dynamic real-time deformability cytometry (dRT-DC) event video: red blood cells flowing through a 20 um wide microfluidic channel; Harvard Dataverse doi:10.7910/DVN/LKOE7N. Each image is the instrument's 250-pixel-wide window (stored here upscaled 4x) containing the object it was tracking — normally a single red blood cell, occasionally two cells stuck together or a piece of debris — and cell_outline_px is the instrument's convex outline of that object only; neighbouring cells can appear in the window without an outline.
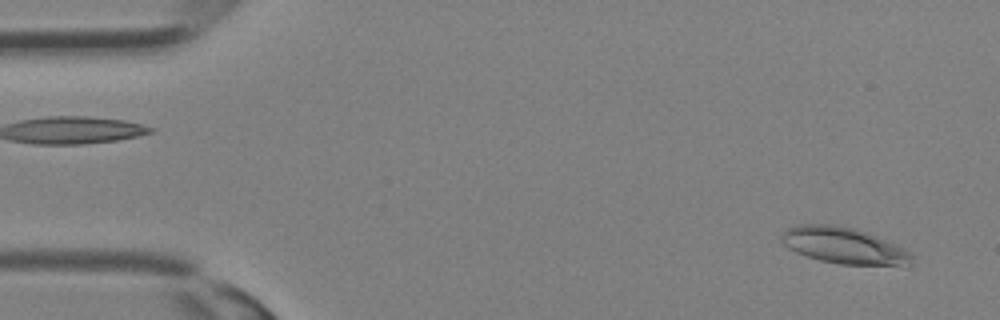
{"species": "Egyptian fruit bat (a non-hibernating species)", "species_latin": "Rousettus aegyptiacus", "temperature_condition": "room temperature", "stored_images_in_passage": 11, "camera_frame_rate_fps": 3000, "um_per_image_px": 0.085, "animal": {"sex": "female"}, "frame": {"image": 1, "passage_image": 1, "time_ms": 0.0, "image_size_px": [1000, 320], "cell_outline_px": [[912, 264], [908, 268], [840, 264], [820, 260], [796, 252], [788, 248], [780, 240], [780, 236], [788, 228], [800, 224], [836, 224], [852, 228], [876, 236], [896, 244], [904, 248], [912, 256]], "centroid_in_image_um": [71.81, 20.92], "position_along_channel_um": 13.2, "area_um2": 28.09}}
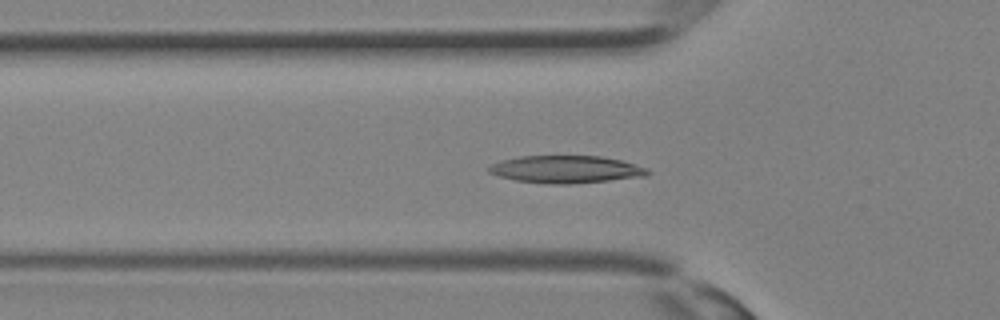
{"frame": {"image": 2, "passage_image": 10, "time_ms": 3.0, "image_size_px": [1000, 320], "cell_outline_px": [[652, 172], [648, 176], [572, 184], [548, 184], [516, 180], [500, 176], [488, 172], [488, 168], [492, 164], [500, 160], [520, 156], [600, 156], [620, 160], [648, 168]], "centroid_in_image_um": [48.14, 14.39], "position_along_channel_um": 77.7, "area_um2": 25.43}}